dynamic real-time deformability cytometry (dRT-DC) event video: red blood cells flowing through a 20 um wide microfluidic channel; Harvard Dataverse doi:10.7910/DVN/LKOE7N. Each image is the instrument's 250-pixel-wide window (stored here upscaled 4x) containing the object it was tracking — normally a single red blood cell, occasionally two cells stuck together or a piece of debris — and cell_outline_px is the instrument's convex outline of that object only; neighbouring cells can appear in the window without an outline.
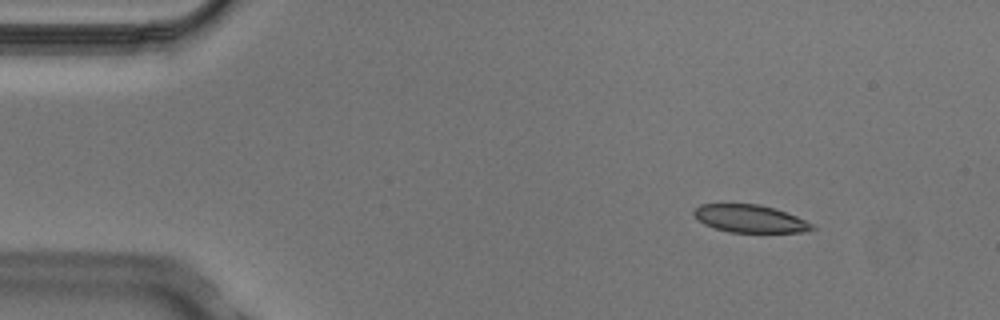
{"species": "Egyptian fruit bat (a non-hibernating species)", "species_latin": "Rousettus aegyptiacus", "temperature_condition": "cold", "stored_images_in_passage": 3, "camera_frame_rate_fps": 3000, "um_per_image_px": 0.085, "animal": {"sex": "male"}, "frame": {"image": 1, "passage_image": 1, "time_ms": 0.0, "image_size_px": [1000, 320], "cell_outline_px": [[816, 228], [804, 232], [728, 232], [704, 224], [692, 212], [700, 204], [760, 204], [776, 208], [796, 216], [812, 224]], "centroid_in_image_um": [63.76, 18.58], "position_along_channel_um": 21.2, "area_um2": 18.9}}
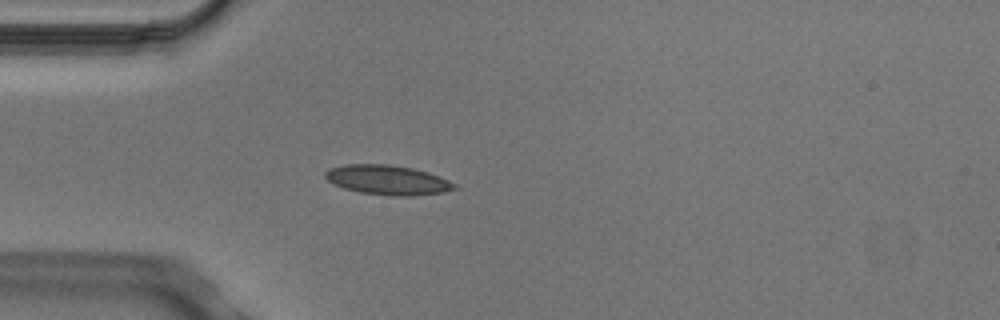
{"frame": {"image": 2, "passage_image": 3, "time_ms": 0.667, "image_size_px": [1000, 320], "cell_outline_px": [[460, 188], [444, 192], [412, 196], [392, 196], [360, 192], [344, 188], [332, 184], [324, 176], [324, 172], [328, 168], [344, 164], [388, 164], [412, 168], [428, 172], [448, 180], [456, 184]], "centroid_in_image_um": [32.93, 15.3], "position_along_channel_um": 52.1, "area_um2": 22.48}}